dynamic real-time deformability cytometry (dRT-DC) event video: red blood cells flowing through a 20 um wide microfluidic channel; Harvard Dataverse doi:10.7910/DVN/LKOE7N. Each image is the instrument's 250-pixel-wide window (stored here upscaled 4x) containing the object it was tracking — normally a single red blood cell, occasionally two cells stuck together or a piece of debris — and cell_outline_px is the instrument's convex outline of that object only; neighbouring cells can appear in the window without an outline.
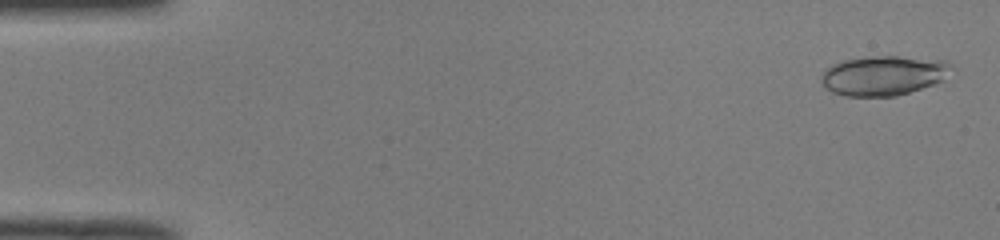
{"species": "common noctule bat (a hibernating species)", "species_latin": "Nyctalus noctula", "temperature_condition": "room temperature", "stored_images_in_passage": 49, "camera_frame_rate_fps": 3000, "um_per_image_px": 0.085, "animal": {"sex": "male", "body_mass_g": 19.0, "forearm_length_mm": 50.8}, "frame": {"image": 1, "passage_image": 1, "time_ms": 0.0, "image_size_px": [1000, 240], "cell_outline_px": [[948, 64], [940, 80], [936, 84], [896, 96], [848, 96], [832, 92], [824, 88], [820, 80], [824, 72], [832, 64], [844, 60], [872, 56], [900, 56], [944, 60]], "centroid_in_image_um": [75.0, 6.43], "position_along_channel_um": 10.0, "area_um2": 29.54}}
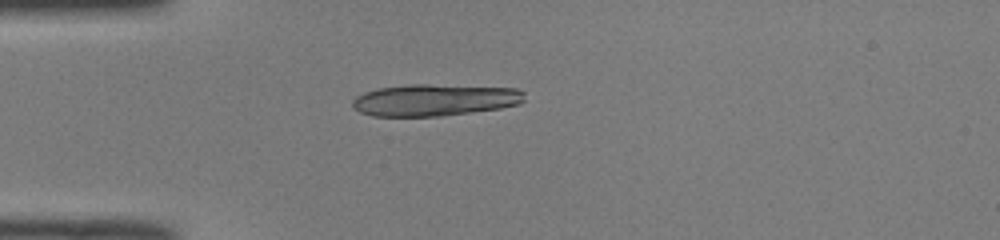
{"frame": {"image": 2, "passage_image": 13, "time_ms": 4.0, "image_size_px": [1000, 240], "cell_outline_px": [[524, 100], [520, 104], [500, 108], [440, 116], [372, 116], [360, 112], [352, 108], [352, 100], [356, 96], [364, 92], [380, 88], [408, 84], [428, 84], [516, 88], [524, 92]], "centroid_in_image_um": [36.92, 8.5], "position_along_channel_um": 48.1, "area_um2": 31.96}, "authors_computed_cell_mechanics": {"area_um2": 28.5532, "velocity_mm_per_s": 4.0599, "shape_relaxation_time_tau1_ms": 2.4173, "shape_relaxation_time_tau2_ms": 2.6626, "deformation_change_tau1": 0.2828, "deformation_change_tau2": 0.1002}}